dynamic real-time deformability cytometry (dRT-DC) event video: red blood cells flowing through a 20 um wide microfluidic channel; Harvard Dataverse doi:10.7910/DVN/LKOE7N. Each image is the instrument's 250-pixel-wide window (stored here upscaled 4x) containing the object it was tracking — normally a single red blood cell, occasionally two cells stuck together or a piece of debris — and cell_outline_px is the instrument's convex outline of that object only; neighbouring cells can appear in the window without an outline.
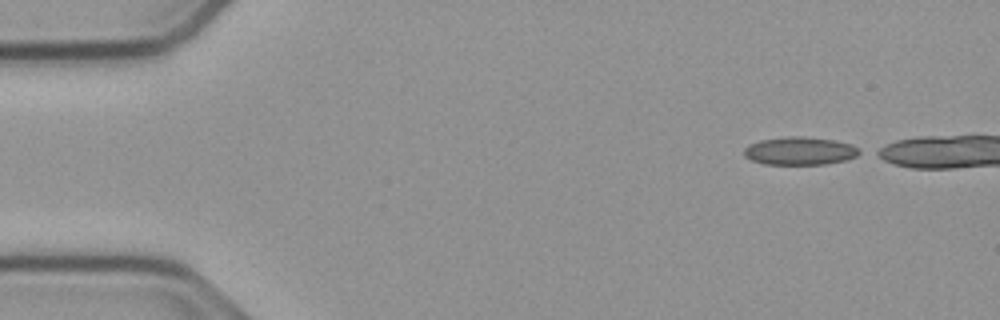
{"species": "common noctule bat (a hibernating species)", "species_latin": "Nyctalus noctula", "temperature_condition": "cold", "stored_images_in_passage": 4, "camera_frame_rate_fps": 3000, "um_per_image_px": 0.085, "animal": {"sex": "male", "body_mass_g": 23.1, "forearm_length_mm": 52.7}, "frame": {"image": 1, "passage_image": 1, "time_ms": 0.0, "image_size_px": [1000, 320], "cell_outline_px": [[864, 152], [848, 160], [824, 164], [764, 164], [752, 160], [744, 156], [744, 148], [748, 144], [760, 140], [784, 136], [804, 136], [832, 140], [852, 144], [860, 148]], "centroid_in_image_um": [68.01, 12.82], "position_along_channel_um": 17.0, "area_um2": 19.07}}